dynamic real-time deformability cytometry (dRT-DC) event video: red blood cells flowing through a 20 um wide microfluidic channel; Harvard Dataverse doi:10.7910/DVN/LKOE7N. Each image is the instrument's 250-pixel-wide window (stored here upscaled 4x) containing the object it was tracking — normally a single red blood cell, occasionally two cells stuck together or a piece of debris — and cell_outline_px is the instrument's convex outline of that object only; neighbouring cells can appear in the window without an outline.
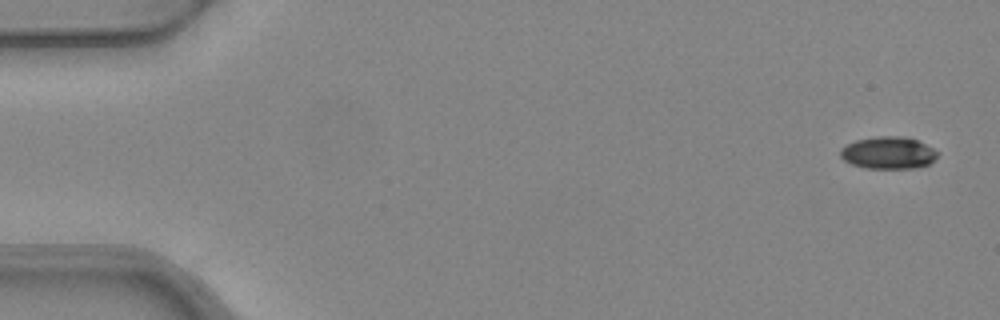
{"species": "common noctule bat (a hibernating species)", "species_latin": "Nyctalus noctula", "temperature_condition": "warm", "stored_images_in_passage": 3, "camera_frame_rate_fps": 3000, "um_per_image_px": 0.085, "animal": {"sex": "female", "body_mass_g": 24.6, "forearm_length_mm": 56.2}, "frame": {"image": 1, "passage_image": 1, "time_ms": 0.0, "image_size_px": [1000, 320], "cell_outline_px": [[940, 152], [928, 164], [912, 168], [864, 168], [852, 164], [844, 160], [840, 156], [840, 148], [856, 140], [876, 136], [900, 136], [916, 140]], "centroid_in_image_um": [75.47, 12.99], "position_along_channel_um": 9.5, "area_um2": 18.03}}